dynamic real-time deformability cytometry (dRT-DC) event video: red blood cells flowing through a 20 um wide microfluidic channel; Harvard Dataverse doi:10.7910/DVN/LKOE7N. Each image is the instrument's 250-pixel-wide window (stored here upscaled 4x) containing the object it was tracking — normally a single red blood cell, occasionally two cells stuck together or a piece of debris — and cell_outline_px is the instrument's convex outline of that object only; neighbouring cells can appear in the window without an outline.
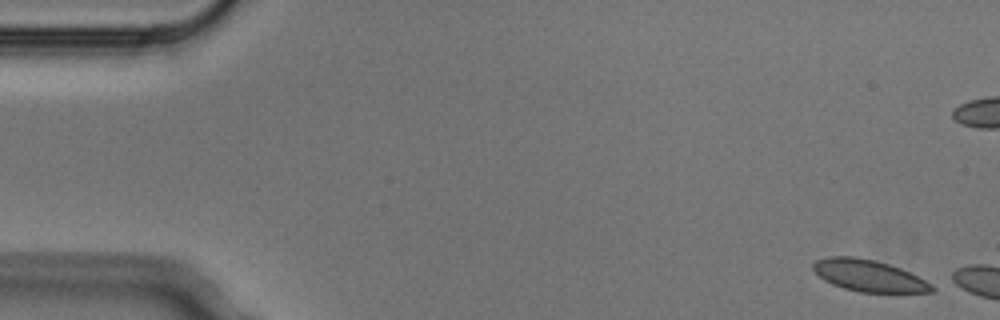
{"species": "Egyptian fruit bat (a non-hibernating species)", "species_latin": "Rousettus aegyptiacus", "temperature_condition": "cold", "stored_images_in_passage": 3, "camera_frame_rate_fps": 3000, "um_per_image_px": 0.085, "animal": {"sex": "male"}, "frame": {"image": 1, "passage_image": 1, "time_ms": 0.0, "image_size_px": [1000, 320], "cell_outline_px": [[936, 292], [860, 292], [844, 288], [832, 284], [824, 280], [812, 268], [812, 264], [816, 260], [828, 256], [852, 256], [872, 260], [888, 264], [900, 268], [932, 284], [936, 288]], "centroid_in_image_um": [73.83, 23.43], "position_along_channel_um": 11.2, "area_um2": 21.68}}